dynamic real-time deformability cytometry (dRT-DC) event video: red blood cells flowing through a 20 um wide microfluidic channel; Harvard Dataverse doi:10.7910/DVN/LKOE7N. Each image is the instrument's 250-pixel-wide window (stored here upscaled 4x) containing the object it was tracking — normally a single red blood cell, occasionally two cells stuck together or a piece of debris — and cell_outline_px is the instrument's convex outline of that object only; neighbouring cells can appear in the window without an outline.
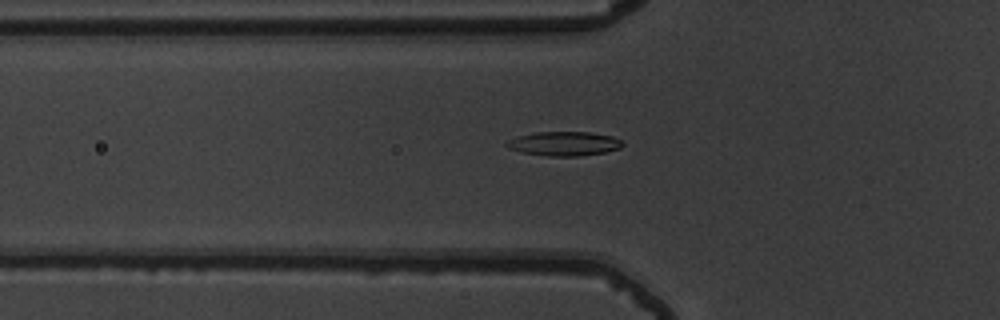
{"species": "common noctule bat (a hibernating species)", "species_latin": "Nyctalus noctula", "temperature_condition": "warm", "stored_images_in_passage": 41, "camera_frame_rate_fps": 3000, "um_per_image_px": 0.085, "animal": {"sex": "male", "body_mass_g": 19.5, "forearm_length_mm": 54.6}, "frame": {"image": 1, "passage_image": 6, "time_ms": 1.667, "image_size_px": [1000, 320], "cell_outline_px": [[624, 144], [620, 148], [604, 152], [580, 156], [548, 156], [524, 152], [508, 148], [504, 144], [508, 140], [520, 136], [536, 132], [592, 132], [612, 136], [620, 140]], "centroid_in_image_um": [47.97, 12.21], "position_along_channel_um": 77.8, "area_um2": 16.18}}
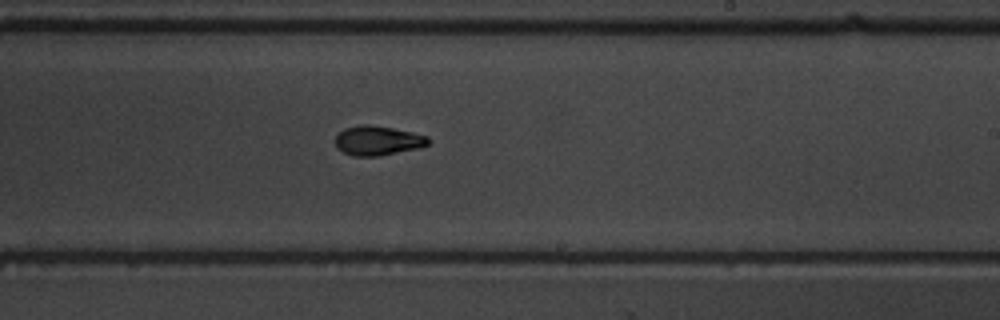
{"frame": {"image": 2, "passage_image": 20, "time_ms": 6.333, "image_size_px": [1000, 320], "cell_outline_px": [[432, 140], [428, 144], [416, 148], [376, 156], [352, 156], [336, 148], [336, 136], [344, 128], [360, 124], [368, 124], [392, 128], [412, 132], [428, 136]], "centroid_in_image_um": [32.09, 11.94], "position_along_channel_um": 256.9, "area_um2": 15.84}}
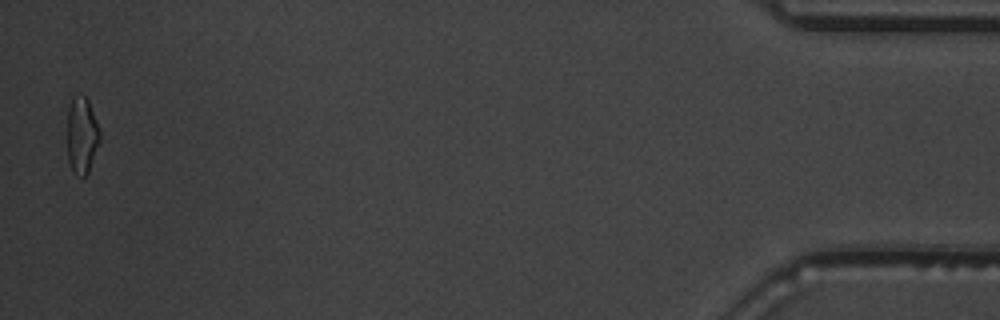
{"frame": {"image": 3, "passage_image": 40, "time_ms": 13.0, "image_size_px": [1000, 320], "cell_outline_px": [[100, 140], [88, 172], [84, 176], [76, 176], [72, 172], [68, 160], [68, 108], [72, 96], [76, 92], [80, 92], [88, 100], [100, 128]], "centroid_in_image_um": [6.95, 11.45], "position_along_channel_um": 428.2, "area_um2": 14.8}, "authors_computed_cell_mechanics": {"area_um2": 15.8372, "velocity_mm_per_s": 3.8361, "shape_relaxation_time_tau1_ms": 4.7015, "shape_relaxation_time_tau2_ms": 2.7819, "deformation_change_tau1": 0.1643, "deformation_change_tau2": 0.0839}}